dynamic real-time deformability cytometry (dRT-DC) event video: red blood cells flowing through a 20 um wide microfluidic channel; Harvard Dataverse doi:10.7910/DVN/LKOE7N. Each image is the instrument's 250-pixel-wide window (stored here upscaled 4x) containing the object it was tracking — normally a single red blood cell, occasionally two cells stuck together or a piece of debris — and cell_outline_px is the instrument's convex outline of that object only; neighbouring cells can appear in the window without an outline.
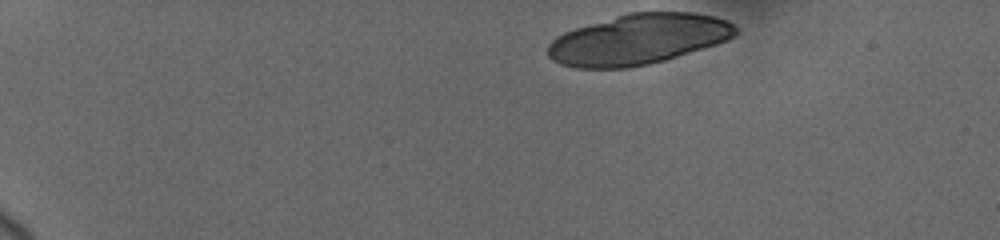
{"species": "human", "species_latin": "Homo sapiens", "temperature_condition": "cold", "stored_images_in_passage": 43, "segment_of_instrument_passage": [1, 2], "camera_frame_rate_fps": 3000, "um_per_image_px": 0.085, "donor": {"sex": "female"}, "frame": {"image": 1, "passage_image": 1, "time_ms": 0.0, "image_size_px": [1000, 240], "cell_outline_px": [[740, 32], [728, 40], [716, 44], [664, 60], [648, 64], [628, 68], [576, 68], [560, 64], [552, 60], [548, 56], [548, 44], [556, 36], [564, 32], [576, 28], [628, 12], [692, 12], [712, 16], [724, 20], [732, 24]], "centroid_in_image_um": [54.23, 3.35], "position_along_channel_um": 30.8, "area_um2": 55.03}}